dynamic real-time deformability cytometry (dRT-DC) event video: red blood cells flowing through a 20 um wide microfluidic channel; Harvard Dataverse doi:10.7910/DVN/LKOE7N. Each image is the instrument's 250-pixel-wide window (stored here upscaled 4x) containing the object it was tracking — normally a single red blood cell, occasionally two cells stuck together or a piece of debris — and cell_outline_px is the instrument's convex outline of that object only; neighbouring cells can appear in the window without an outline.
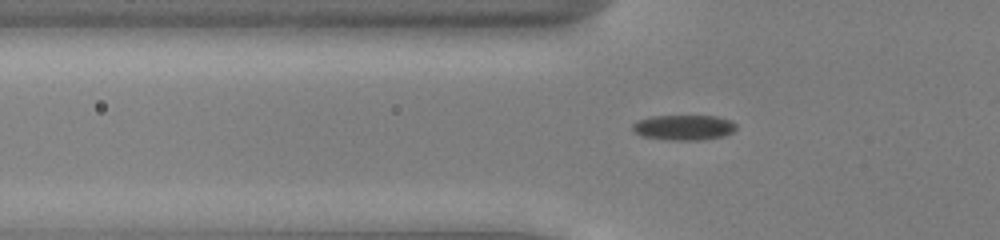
{"species": "common noctule bat (a hibernating species)", "species_latin": "Nyctalus noctula", "temperature_condition": "cold", "stored_images_in_passage": 50, "camera_frame_rate_fps": 3000, "um_per_image_px": 0.085, "animal": {"sex": "male", "body_mass_g": 13.0, "forearm_length_mm": 53.1}, "frame": {"image": 1, "passage_image": 15, "time_ms": 4.667, "image_size_px": [1000, 240], "cell_outline_px": [[736, 128], [732, 132], [724, 136], [704, 140], [672, 140], [640, 136], [632, 128], [632, 124], [636, 120], [652, 116], [716, 116], [732, 120], [736, 124]], "centroid_in_image_um": [58.13, 10.83], "position_along_channel_um": 67.7, "area_um2": 15.37}}
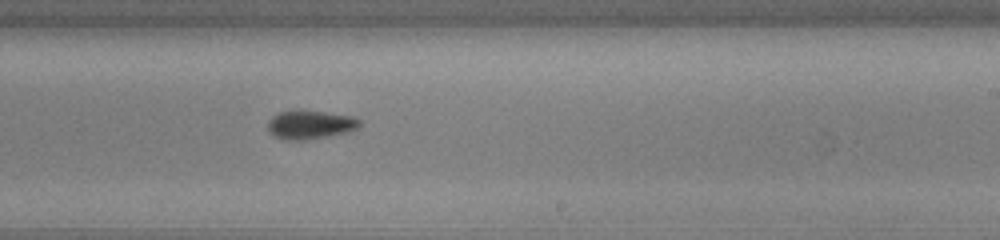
{"frame": {"image": 2, "passage_image": 30, "time_ms": 9.667, "image_size_px": [1000, 240], "cell_outline_px": [[360, 124], [356, 128], [348, 132], [328, 136], [304, 140], [284, 140], [268, 132], [268, 120], [272, 116], [280, 112], [300, 108], [352, 116], [360, 120]], "centroid_in_image_um": [26.33, 10.57], "position_along_channel_um": 262.7, "area_um2": 15.61}}
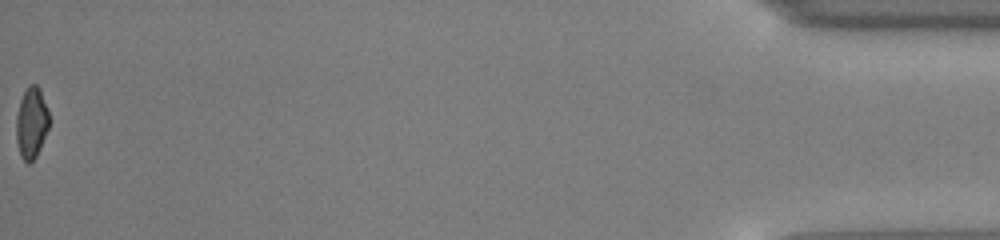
{"frame": {"image": 3, "passage_image": 50, "time_ms": 16.333, "image_size_px": [1000, 240], "cell_outline_px": [[48, 128], [36, 156], [28, 164], [20, 156], [16, 140], [16, 116], [20, 100], [28, 84], [36, 84], [40, 88], [48, 108]], "centroid_in_image_um": [2.66, 10.41], "position_along_channel_um": 432.5, "area_um2": 13.64}, "authors_computed_cell_mechanics": {"area_um2": 14.9124, "velocity_mm_per_s": 3.9446, "shape_relaxation_time_tau1_ms": 7.7473, "shape_relaxation_time_tau2_ms": null, "deformation_change_tau1": 0.2076, "deformation_change_tau2": null}}